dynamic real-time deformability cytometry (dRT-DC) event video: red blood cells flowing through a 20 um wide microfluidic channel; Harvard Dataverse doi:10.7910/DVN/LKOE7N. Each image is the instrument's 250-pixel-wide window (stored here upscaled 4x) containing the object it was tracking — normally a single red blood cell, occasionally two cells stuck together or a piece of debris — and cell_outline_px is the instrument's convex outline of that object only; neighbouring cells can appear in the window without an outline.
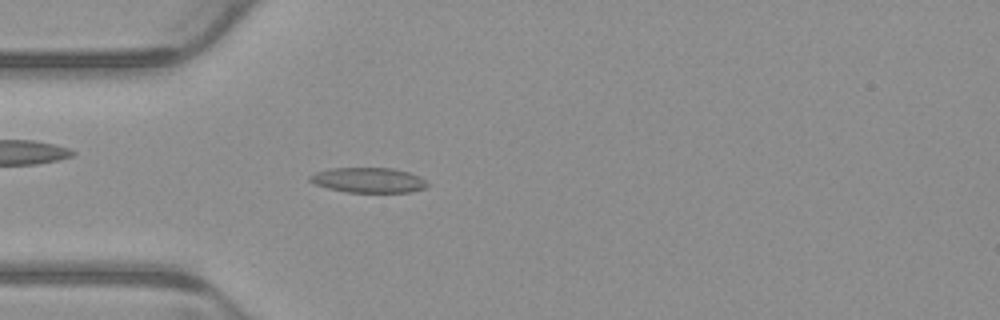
{"species": "common noctule bat (a hibernating species)", "species_latin": "Nyctalus noctula", "temperature_condition": "warm", "stored_images_in_passage": 3, "camera_frame_rate_fps": 3000, "um_per_image_px": 0.085, "animal": {"sex": "male", "body_mass_g": 23.1, "forearm_length_mm": 52.7}, "frame": {"image": 1, "passage_image": 3, "time_ms": 0.667, "image_size_px": [1000, 320], "cell_outline_px": [[428, 184], [424, 188], [412, 192], [348, 192], [328, 188], [316, 184], [308, 180], [308, 176], [316, 172], [328, 168], [392, 168], [408, 172], [420, 176]], "centroid_in_image_um": [31.3, 15.3], "position_along_channel_um": 53.7, "area_um2": 17.11}}